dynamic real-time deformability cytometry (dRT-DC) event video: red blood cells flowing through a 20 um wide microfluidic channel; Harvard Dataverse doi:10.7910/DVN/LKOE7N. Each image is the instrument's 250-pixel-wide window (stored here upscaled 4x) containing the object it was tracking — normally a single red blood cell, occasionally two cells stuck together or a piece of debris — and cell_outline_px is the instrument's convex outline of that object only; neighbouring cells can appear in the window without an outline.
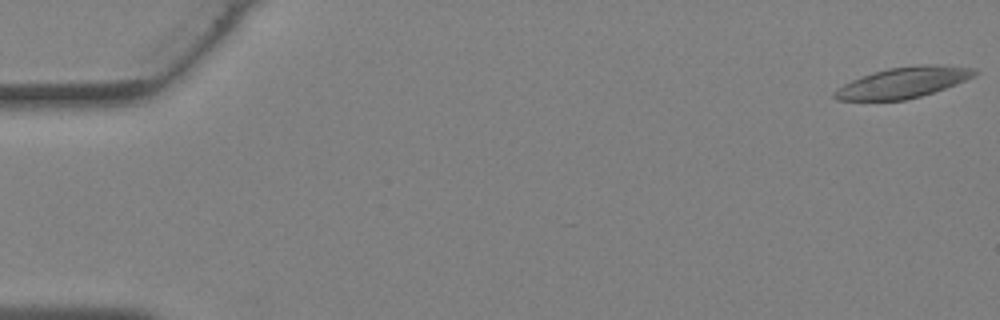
{"species": "Egyptian fruit bat (a non-hibernating species)", "species_latin": "Rousettus aegyptiacus", "temperature_condition": "warm", "stored_images_in_passage": 39, "camera_frame_rate_fps": 3000, "um_per_image_px": 0.085, "animal": {"sex": "female"}, "frame": {"image": 1, "passage_image": 1, "time_ms": 0.0, "image_size_px": [1000, 320], "cell_outline_px": [[980, 72], [956, 84], [920, 96], [904, 100], [836, 100], [832, 96], [832, 92], [836, 88], [860, 76], [888, 68], [920, 64], [936, 64], [976, 68]], "centroid_in_image_um": [76.75, 7.0], "position_along_channel_um": 8.3, "area_um2": 25.09}}
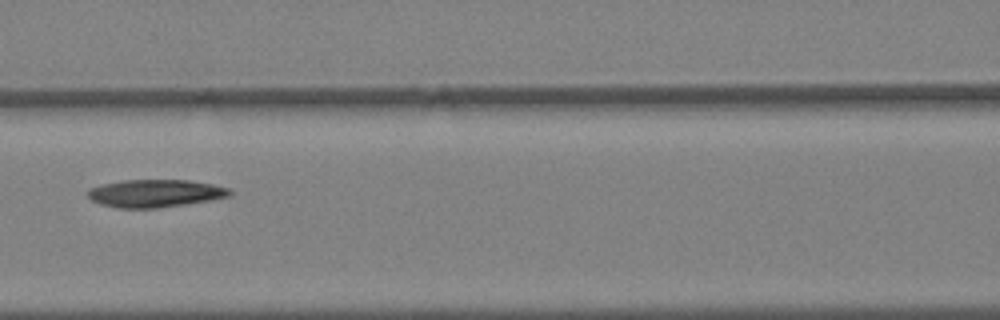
{"frame": {"image": 2, "passage_image": 18, "time_ms": 5.667, "image_size_px": [1000, 320], "cell_outline_px": [[232, 196], [184, 204], [156, 208], [116, 208], [100, 204], [92, 200], [88, 196], [88, 188], [104, 184], [124, 180], [188, 180], [212, 184], [228, 188], [232, 192]], "centroid_in_image_um": [13.18, 16.43], "position_along_channel_um": 153.4, "area_um2": 22.77}}
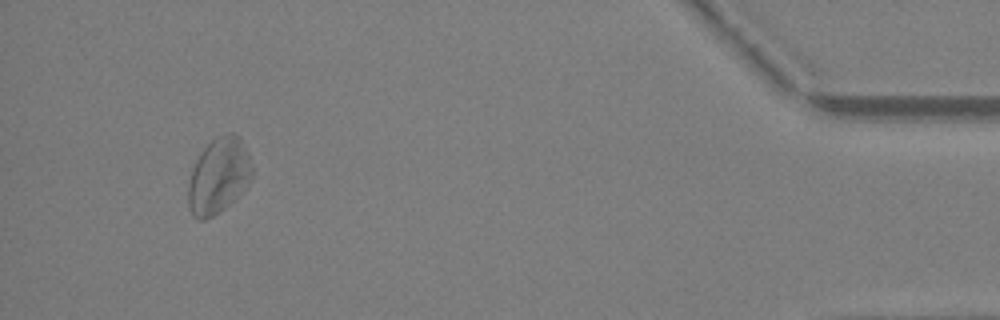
{"frame": {"image": 3, "passage_image": 37, "time_ms": 12.0, "image_size_px": [1000, 320], "cell_outline_px": [[252, 176], [248, 184], [220, 212], [204, 220], [196, 220], [192, 216], [188, 208], [188, 184], [192, 168], [196, 160], [204, 148], [216, 136], [232, 132], [240, 136], [248, 152], [252, 168]], "centroid_in_image_um": [18.56, 14.94], "position_along_channel_um": 416.6, "area_um2": 28.15}}